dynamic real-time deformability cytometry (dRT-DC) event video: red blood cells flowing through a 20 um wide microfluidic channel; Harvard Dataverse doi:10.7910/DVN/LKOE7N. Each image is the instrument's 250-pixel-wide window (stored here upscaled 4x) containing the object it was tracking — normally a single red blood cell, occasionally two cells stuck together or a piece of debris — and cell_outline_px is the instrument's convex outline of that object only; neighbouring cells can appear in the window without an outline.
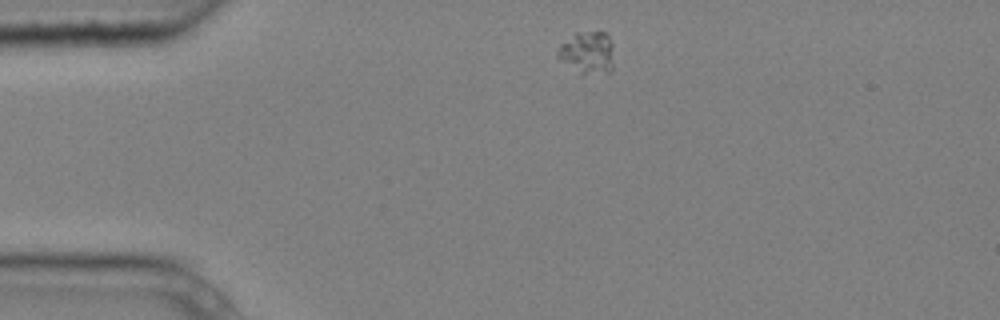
{"species": "common noctule bat (a hibernating species)", "species_latin": "Nyctalus noctula", "temperature_condition": "cold", "stored_images_in_passage": 3, "camera_frame_rate_fps": 3000, "um_per_image_px": 0.085, "animal": {"sex": "male", "body_mass_g": 20.4}, "frame": {"image": 1, "passage_image": 1, "time_ms": 0.0, "image_size_px": [1000, 320], "cell_outline_px": [[612, 68], [608, 72], [580, 76], [560, 60], [556, 56], [556, 52], [560, 44], [576, 32], [604, 32], [608, 36], [612, 44]], "centroid_in_image_um": [49.89, 4.51], "position_along_channel_um": 35.1, "area_um2": 14.1}}
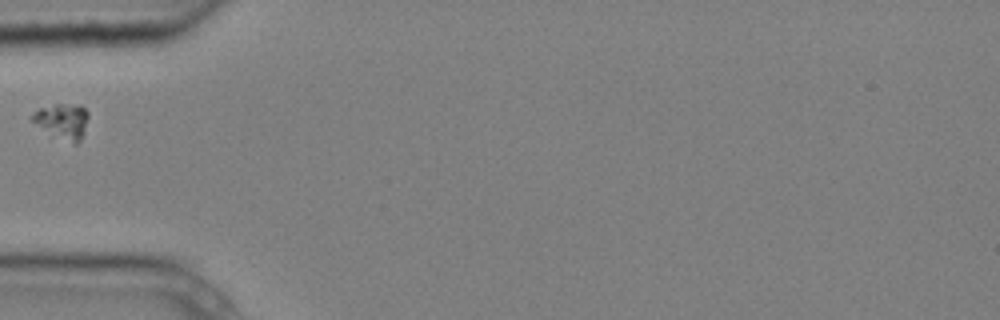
{"frame": {"image": 2, "passage_image": 3, "time_ms": 0.667, "image_size_px": [1000, 320], "cell_outline_px": [[88, 116], [84, 132], [80, 140], [76, 144], [72, 144], [28, 120], [28, 116], [40, 108], [56, 104], [80, 104], [88, 112]], "centroid_in_image_um": [5.29, 10.27], "position_along_channel_um": 79.7, "area_um2": 11.5}}